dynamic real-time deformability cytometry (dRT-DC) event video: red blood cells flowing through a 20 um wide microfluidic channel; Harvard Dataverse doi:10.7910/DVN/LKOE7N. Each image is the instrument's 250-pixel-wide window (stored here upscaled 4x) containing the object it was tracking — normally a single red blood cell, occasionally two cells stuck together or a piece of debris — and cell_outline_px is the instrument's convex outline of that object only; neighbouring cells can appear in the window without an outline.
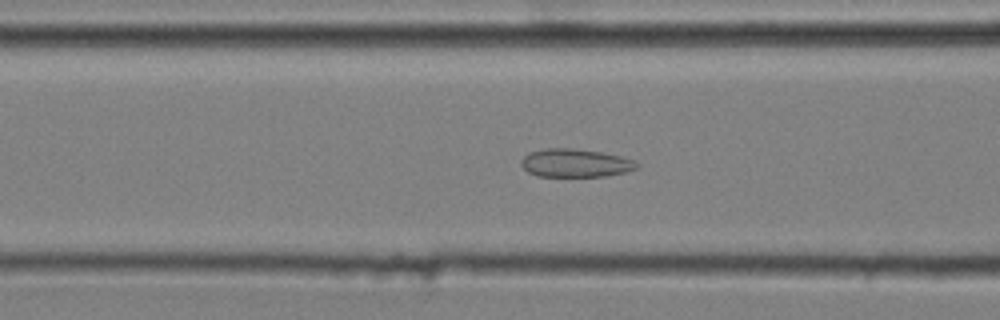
{"species": "common noctule bat (a hibernating species)", "species_latin": "Nyctalus noctula", "temperature_condition": "cold", "stored_images_in_passage": 47, "camera_frame_rate_fps": 3000, "um_per_image_px": 0.085, "animal": {"sex": "male", "body_mass_g": 20.4}, "frame": {"image": 1, "passage_image": 16, "time_ms": 5.0, "image_size_px": [1000, 320], "cell_outline_px": [[640, 164], [636, 168], [624, 172], [604, 176], [536, 176], [528, 172], [520, 164], [520, 160], [528, 152], [544, 148], [572, 148], [604, 152], [620, 156], [632, 160]], "centroid_in_image_um": [48.86, 13.84], "position_along_channel_um": 117.7, "area_um2": 19.07}}
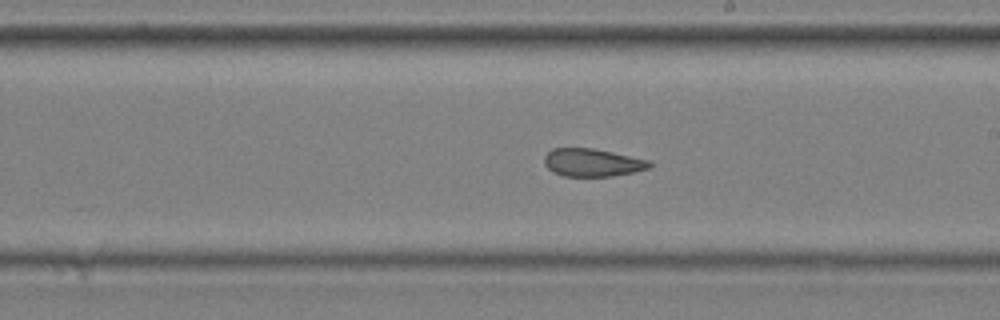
{"frame": {"image": 2, "passage_image": 26, "time_ms": 8.333, "image_size_px": [1000, 320], "cell_outline_px": [[652, 168], [612, 176], [564, 176], [552, 172], [544, 164], [544, 156], [552, 148], [592, 148], [652, 160]], "centroid_in_image_um": [50.37, 13.81], "position_along_channel_um": 238.6, "area_um2": 17.22}}
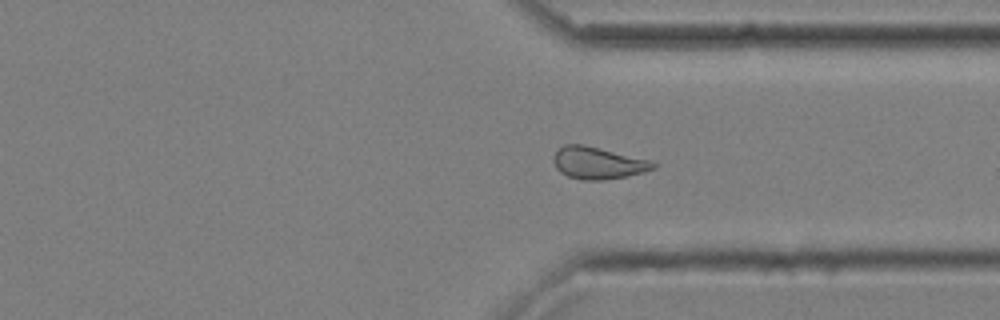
{"frame": {"image": 3, "passage_image": 36, "time_ms": 11.667, "image_size_px": [1000, 320], "cell_outline_px": [[656, 168], [644, 172], [628, 176], [604, 180], [580, 180], [568, 176], [560, 172], [556, 168], [552, 160], [556, 152], [564, 144], [584, 144], [652, 160], [656, 164]], "centroid_in_image_um": [50.84, 13.85], "position_along_channel_um": 360.6, "area_um2": 18.84}, "authors_computed_cell_mechanics": {"area_um2": 18.785, "velocity_mm_per_s": 3.6384, "shape_relaxation_time_tau1_ms": null, "shape_relaxation_time_tau2_ms": 1.8437, "deformation_change_tau1": null, "deformation_change_tau2": 0.0811}}